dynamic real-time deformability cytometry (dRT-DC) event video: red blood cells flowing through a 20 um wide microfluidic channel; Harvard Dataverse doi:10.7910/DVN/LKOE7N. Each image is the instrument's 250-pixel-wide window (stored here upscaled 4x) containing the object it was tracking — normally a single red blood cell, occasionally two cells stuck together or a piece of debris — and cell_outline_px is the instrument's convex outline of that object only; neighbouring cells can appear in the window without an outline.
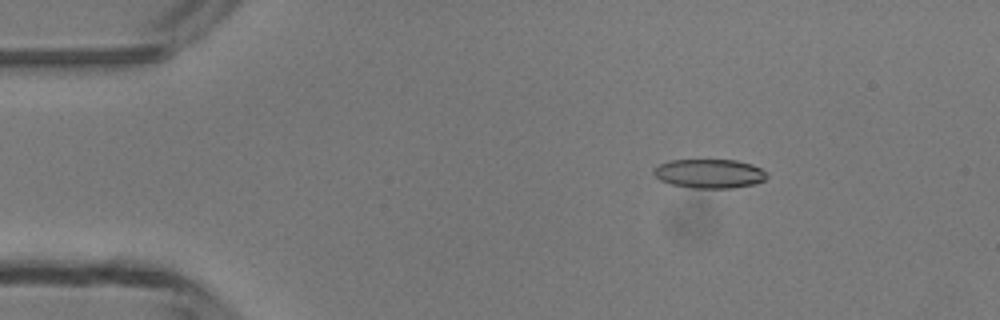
{"species": "common noctule bat (a hibernating species)", "species_latin": "Nyctalus noctula", "temperature_condition": "room temperature", "stored_images_in_passage": 49, "camera_frame_rate_fps": 3000, "um_per_image_px": 0.085, "animal": {"sex": "male", "body_mass_g": 13.3}, "frame": {"image": 1, "passage_image": 8, "time_ms": 2.333, "image_size_px": [1000, 320], "cell_outline_px": [[768, 176], [764, 180], [756, 184], [732, 188], [692, 188], [672, 184], [660, 180], [652, 172], [652, 168], [668, 160], [736, 160], [752, 164], [760, 168]], "centroid_in_image_um": [60.28, 14.75], "position_along_channel_um": 24.7, "area_um2": 19.25}}
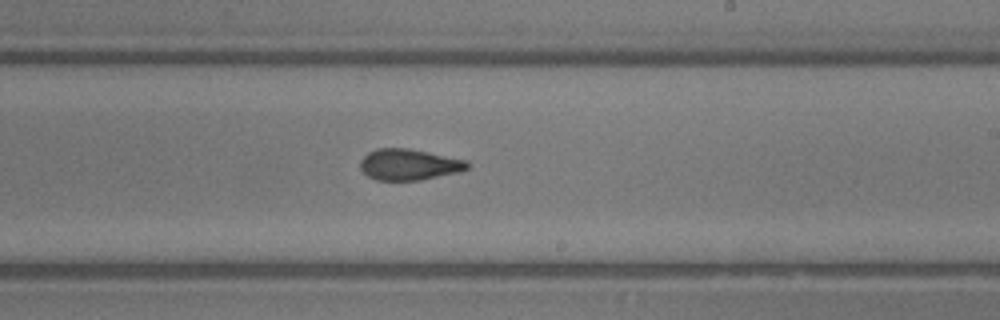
{"frame": {"image": 2, "passage_image": 29, "time_ms": 9.333, "image_size_px": [1000, 320], "cell_outline_px": [[468, 168], [460, 172], [420, 180], [376, 180], [368, 176], [360, 168], [360, 160], [368, 152], [376, 148], [408, 148], [468, 160]], "centroid_in_image_um": [34.76, 13.98], "position_along_channel_um": 254.2, "area_um2": 19.48}}
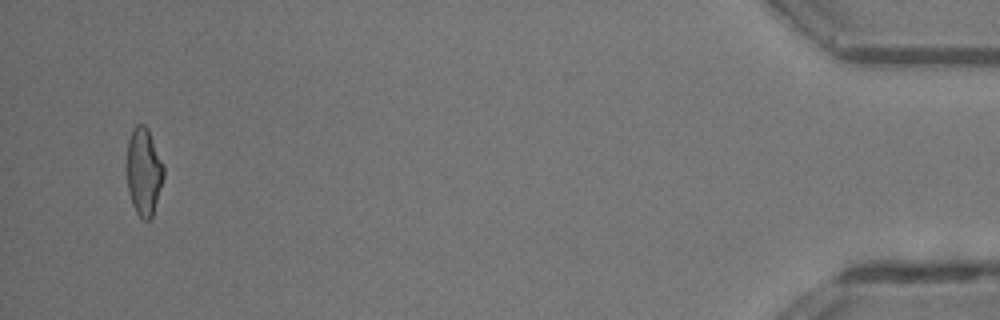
{"frame": {"image": 3, "passage_image": 47, "time_ms": 15.333, "image_size_px": [1000, 320], "cell_outline_px": [[164, 176], [152, 216], [148, 220], [144, 220], [136, 212], [132, 204], [128, 192], [128, 140], [132, 128], [136, 124], [144, 124], [148, 128], [164, 164]], "centroid_in_image_um": [12.24, 14.55], "position_along_channel_um": 423.0, "area_um2": 18.67}, "authors_computed_cell_mechanics": {"area_um2": 19.5364, "velocity_mm_per_s": 4.2749, "shape_relaxation_time_tau1_ms": 8.9809, "shape_relaxation_time_tau2_ms": 1.5333, "deformation_change_tau1": 0.2055, "deformation_change_tau2": 0.0842}}